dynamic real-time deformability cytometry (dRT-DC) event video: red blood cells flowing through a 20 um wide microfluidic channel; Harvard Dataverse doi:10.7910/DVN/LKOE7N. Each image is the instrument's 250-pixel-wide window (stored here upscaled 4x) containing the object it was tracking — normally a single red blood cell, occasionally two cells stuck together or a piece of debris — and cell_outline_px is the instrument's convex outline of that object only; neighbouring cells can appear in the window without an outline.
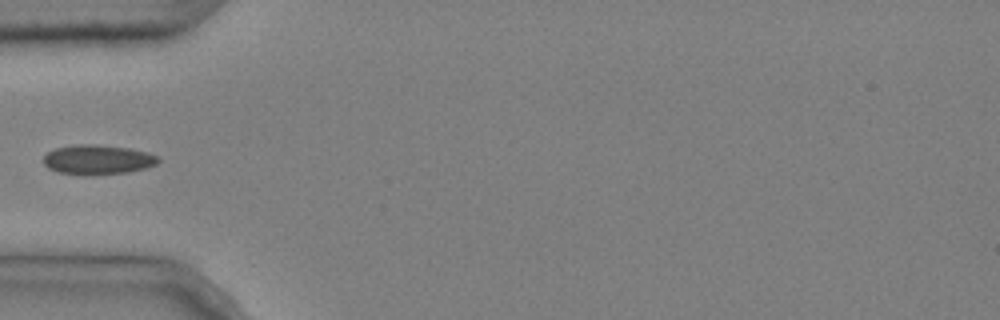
{"species": "common noctule bat (a hibernating species)", "species_latin": "Nyctalus noctula", "temperature_condition": "cold", "stored_images_in_passage": 6, "camera_frame_rate_fps": 3000, "um_per_image_px": 0.085, "animal": {"sex": "male", "body_mass_g": 20.4}, "frame": {"image": 1, "passage_image": 5, "time_ms": 1.333, "image_size_px": [1000, 320], "cell_outline_px": [[160, 160], [156, 164], [144, 168], [128, 172], [84, 176], [56, 172], [48, 168], [44, 164], [44, 156], [48, 152], [56, 148], [80, 144], [96, 144], [128, 148], [148, 152], [156, 156]], "centroid_in_image_um": [8.28, 13.58], "position_along_channel_um": 76.7, "area_um2": 19.88}}